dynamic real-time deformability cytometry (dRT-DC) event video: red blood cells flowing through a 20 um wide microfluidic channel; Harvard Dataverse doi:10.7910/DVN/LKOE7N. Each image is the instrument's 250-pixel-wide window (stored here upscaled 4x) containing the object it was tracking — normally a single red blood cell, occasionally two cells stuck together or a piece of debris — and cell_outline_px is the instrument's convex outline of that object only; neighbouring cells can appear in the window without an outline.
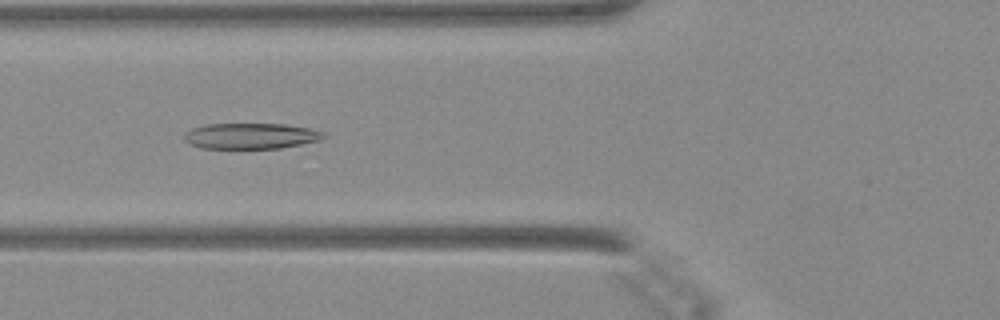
{"species": "Egyptian fruit bat (a non-hibernating species)", "species_latin": "Rousettus aegyptiacus", "temperature_condition": "warm", "stored_images_in_passage": 40, "camera_frame_rate_fps": 3000, "um_per_image_px": 0.085, "animal": {"sex": "female"}, "frame": {"image": 1, "passage_image": 13, "time_ms": 4.0, "image_size_px": [1000, 320], "cell_outline_px": [[328, 136], [320, 140], [280, 148], [204, 148], [188, 144], [184, 140], [184, 132], [192, 128], [204, 124], [284, 124], [308, 128], [324, 132]], "centroid_in_image_um": [21.29, 11.55], "position_along_channel_um": 104.5, "area_um2": 20.98}}
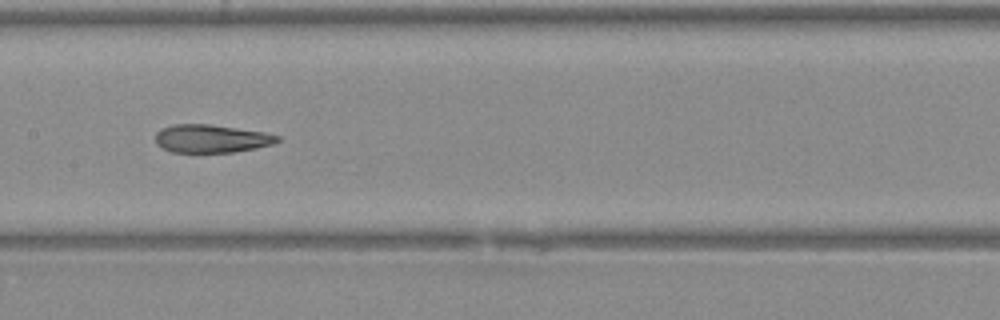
{"frame": {"image": 2, "passage_image": 19, "time_ms": 6.0, "image_size_px": [1000, 320], "cell_outline_px": [[280, 140], [272, 144], [256, 148], [232, 152], [172, 152], [156, 144], [156, 132], [160, 128], [176, 124], [208, 124], [264, 132], [280, 136]], "centroid_in_image_um": [17.95, 11.78], "position_along_channel_um": 189.4, "area_um2": 19.83}}
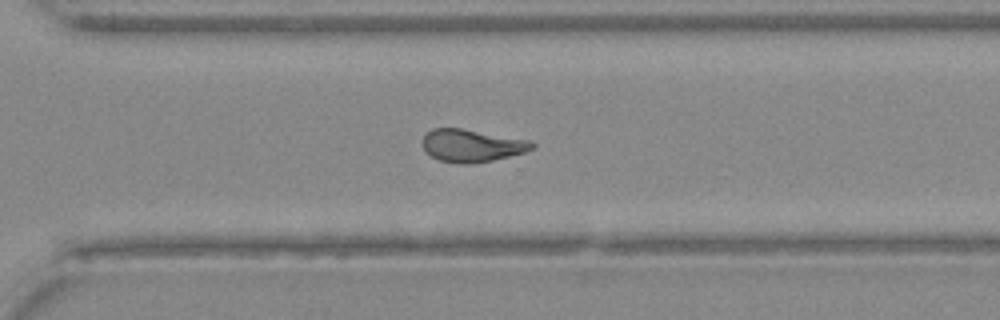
{"frame": {"image": 3, "passage_image": 29, "time_ms": 9.333, "image_size_px": [1000, 320], "cell_outline_px": [[536, 144], [532, 148], [524, 152], [492, 160], [468, 164], [464, 164], [440, 160], [432, 156], [424, 148], [424, 136], [432, 128], [460, 128], [532, 140]], "centroid_in_image_um": [40.14, 12.36], "position_along_channel_um": 330.5, "area_um2": 20.46}}